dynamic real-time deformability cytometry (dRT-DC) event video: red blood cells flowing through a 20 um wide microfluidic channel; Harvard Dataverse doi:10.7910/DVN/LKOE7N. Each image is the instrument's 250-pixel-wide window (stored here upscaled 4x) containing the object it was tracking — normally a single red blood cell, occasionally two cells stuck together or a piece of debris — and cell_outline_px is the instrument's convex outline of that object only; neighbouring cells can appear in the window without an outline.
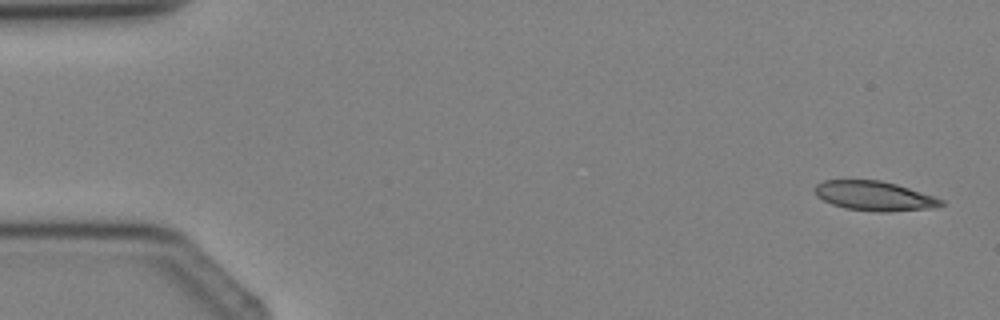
{"species": "Egyptian fruit bat (a non-hibernating species)", "species_latin": "Rousettus aegyptiacus", "temperature_condition": "cold", "stored_images_in_passage": 4, "camera_frame_rate_fps": 3000, "um_per_image_px": 0.085, "animal": {"sex": "female"}, "frame": {"image": 1, "passage_image": 1, "time_ms": 0.0, "image_size_px": [1000, 320], "cell_outline_px": [[944, 204], [936, 208], [888, 212], [876, 212], [844, 208], [832, 204], [816, 196], [812, 188], [816, 184], [824, 180], [880, 180], [896, 184], [936, 196], [944, 200]], "centroid_in_image_um": [74.34, 16.66], "position_along_channel_um": 10.7, "area_um2": 22.08}}
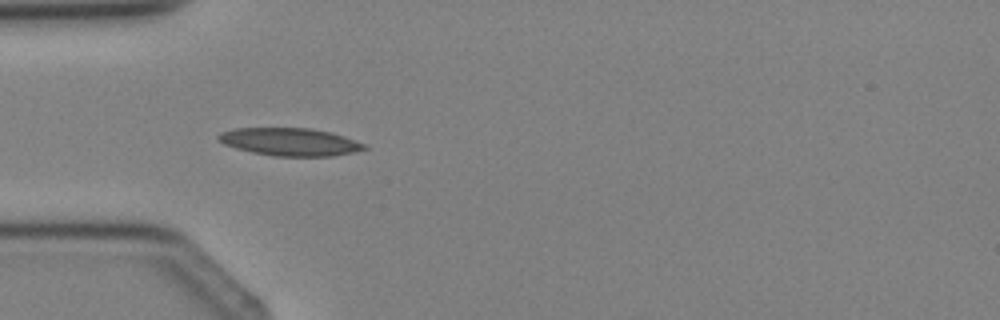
{"frame": {"image": 2, "passage_image": 4, "time_ms": 3.333, "image_size_px": [1000, 320], "cell_outline_px": [[368, 148], [356, 152], [332, 156], [276, 156], [252, 152], [236, 148], [224, 144], [216, 140], [216, 136], [220, 132], [232, 128], [312, 128], [332, 132], [368, 144]], "centroid_in_image_um": [24.66, 12.05], "position_along_channel_um": 60.3, "area_um2": 23.93}}